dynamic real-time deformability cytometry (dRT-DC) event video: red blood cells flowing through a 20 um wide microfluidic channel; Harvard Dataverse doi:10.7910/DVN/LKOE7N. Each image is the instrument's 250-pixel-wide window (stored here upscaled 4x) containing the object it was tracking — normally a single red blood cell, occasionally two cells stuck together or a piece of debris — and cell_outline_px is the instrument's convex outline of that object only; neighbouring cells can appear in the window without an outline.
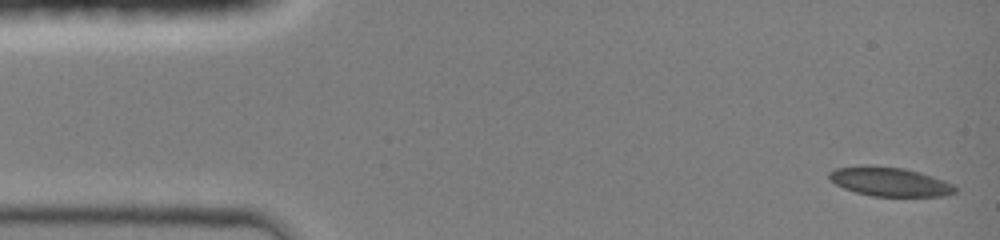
{"species": "common noctule bat (a hibernating species)", "species_latin": "Nyctalus noctula", "temperature_condition": "room temperature", "stored_images_in_passage": 6, "camera_frame_rate_fps": 3000, "um_per_image_px": 0.085, "animal": {"sex": "female", "body_mass_g": 19.0, "forearm_length_mm": 51.5}, "frame": {"image": 1, "passage_image": 1, "time_ms": 0.0, "image_size_px": [1000, 240], "cell_outline_px": [[956, 192], [944, 196], [872, 196], [856, 192], [844, 188], [836, 184], [828, 176], [828, 172], [836, 168], [868, 164], [872, 164], [904, 168], [920, 172], [944, 180], [952, 184], [956, 188]], "centroid_in_image_um": [75.61, 15.42], "position_along_channel_um": 9.4, "area_um2": 21.44}}
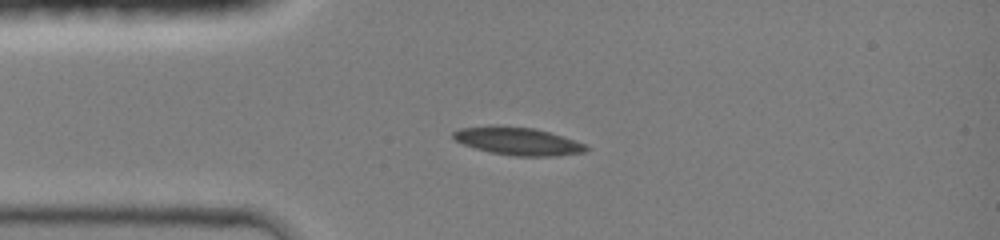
{"frame": {"image": 2, "passage_image": 5, "time_ms": 3.0, "image_size_px": [1000, 240], "cell_outline_px": [[588, 148], [584, 152], [556, 156], [512, 156], [492, 152], [476, 148], [464, 144], [456, 140], [452, 136], [452, 132], [460, 128], [492, 124], [536, 128], [588, 144]], "centroid_in_image_um": [44.02, 11.98], "position_along_channel_um": 41.0, "area_um2": 21.73}}